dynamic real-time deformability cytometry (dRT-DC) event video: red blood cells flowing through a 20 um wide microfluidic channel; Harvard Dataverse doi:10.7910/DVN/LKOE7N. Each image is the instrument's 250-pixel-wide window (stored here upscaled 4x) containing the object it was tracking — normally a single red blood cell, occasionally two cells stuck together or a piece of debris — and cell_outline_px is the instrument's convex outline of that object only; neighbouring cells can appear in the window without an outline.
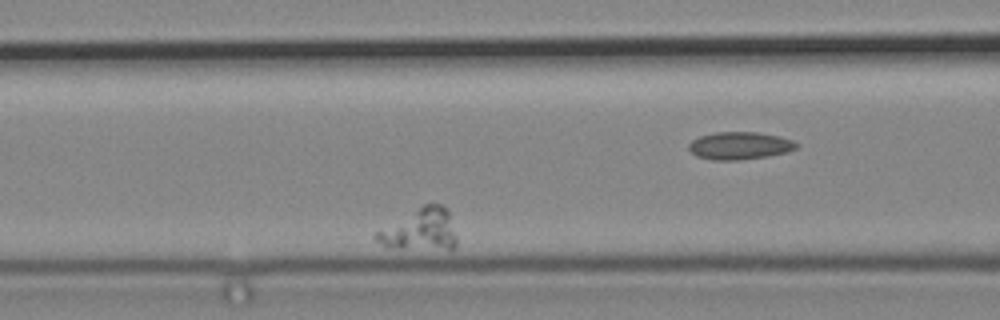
{"species": "common noctule bat (a hibernating species)", "species_latin": "Nyctalus noctula", "temperature_condition": "cold", "stored_images_in_passage": 30, "camera_frame_rate_fps": 3000, "um_per_image_px": 0.085, "animal": {"sex": "male", "body_mass_g": 19.2, "forearm_length_mm": 51.8}, "frame": {"image": 1, "passage_image": 7, "time_ms": 2.0, "image_size_px": [1000, 320], "cell_outline_px": [[456, 244], [452, 248], [388, 248], [376, 240], [372, 236], [376, 232], [424, 204], [444, 204], [448, 208], [456, 240]], "centroid_in_image_um": [35.7, 19.51], "position_along_channel_um": 130.9, "area_um2": 19.07}}
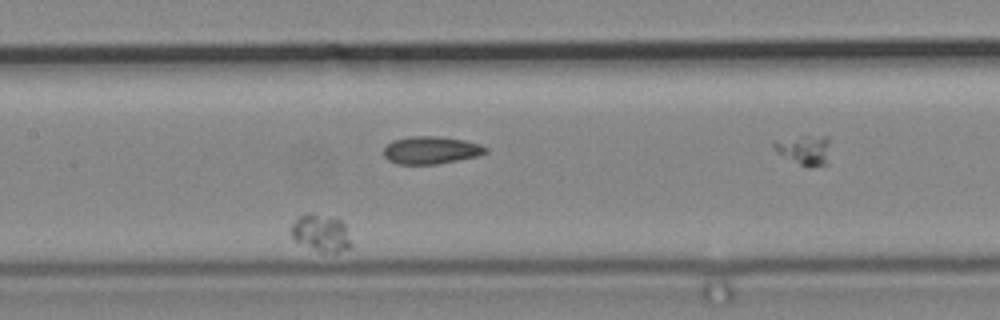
{"frame": {"image": 2, "passage_image": 12, "time_ms": 3.667, "image_size_px": [1000, 320], "cell_outline_px": [[352, 248], [336, 252], [324, 252], [312, 248], [296, 240], [292, 236], [292, 224], [300, 216], [308, 212], [312, 212], [340, 220], [344, 224], [352, 244]], "centroid_in_image_um": [27.32, 19.79], "position_along_channel_um": 180.1, "area_um2": 12.66}}